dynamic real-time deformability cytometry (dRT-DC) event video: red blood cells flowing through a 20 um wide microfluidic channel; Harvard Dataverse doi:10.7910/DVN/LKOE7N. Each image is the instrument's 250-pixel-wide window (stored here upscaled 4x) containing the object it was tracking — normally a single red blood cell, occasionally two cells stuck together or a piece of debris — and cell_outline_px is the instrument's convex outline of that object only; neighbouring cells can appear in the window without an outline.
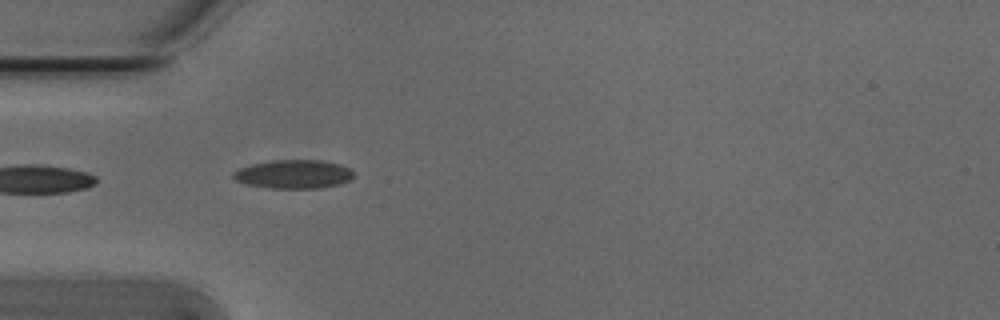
{"species": "Egyptian fruit bat (a non-hibernating species)", "species_latin": "Rousettus aegyptiacus", "temperature_condition": "cold", "stored_images_in_passage": 4, "camera_frame_rate_fps": 3000, "um_per_image_px": 0.085, "animal": {"sex": "male"}, "frame": {"image": 1, "passage_image": 3, "time_ms": 0.667, "image_size_px": [1000, 320], "cell_outline_px": [[352, 176], [348, 180], [340, 184], [320, 188], [272, 188], [248, 184], [236, 180], [232, 176], [232, 172], [240, 168], [252, 164], [272, 160], [320, 160], [340, 164], [348, 168], [352, 172]], "centroid_in_image_um": [24.94, 14.8], "position_along_channel_um": 60.1, "area_um2": 19.88}}
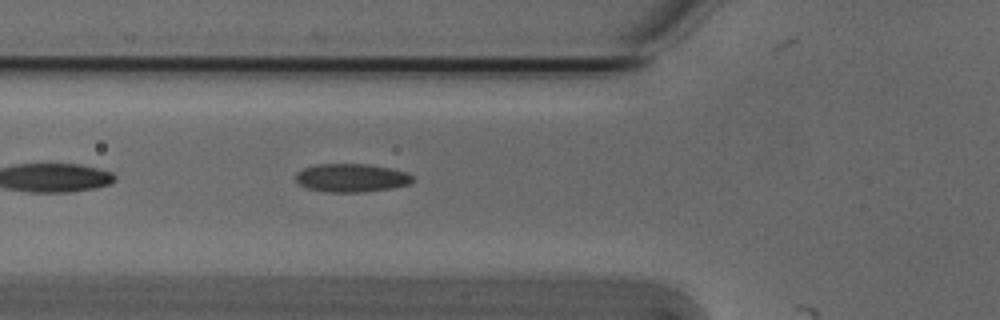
{"frame": {"image": 2, "passage_image": 4, "time_ms": 1.0, "image_size_px": [1000, 320], "cell_outline_px": [[416, 180], [408, 184], [392, 188], [360, 192], [328, 192], [308, 188], [300, 184], [296, 180], [296, 172], [304, 168], [316, 164], [368, 164], [392, 168], [408, 172]], "centroid_in_image_um": [29.91, 15.11], "position_along_channel_um": 95.9, "area_um2": 19.36}}